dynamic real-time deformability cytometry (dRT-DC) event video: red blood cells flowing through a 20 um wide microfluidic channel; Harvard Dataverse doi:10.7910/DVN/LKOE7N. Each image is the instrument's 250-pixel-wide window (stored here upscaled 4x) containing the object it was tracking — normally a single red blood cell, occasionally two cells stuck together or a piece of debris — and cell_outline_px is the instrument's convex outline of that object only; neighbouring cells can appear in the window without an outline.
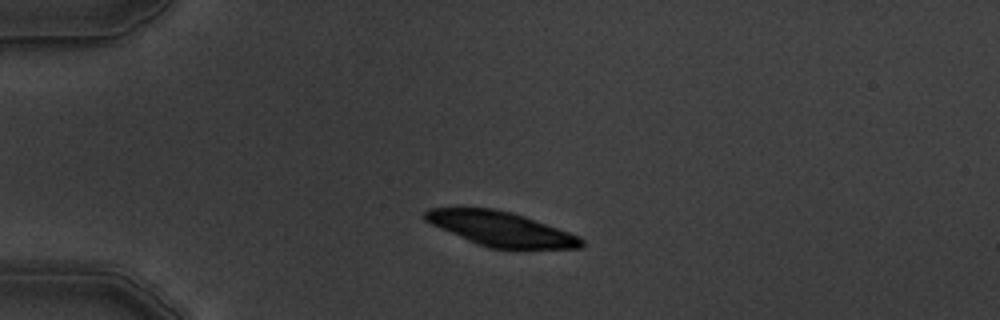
{"species": "common noctule bat (a hibernating species)", "species_latin": "Nyctalus noctula", "temperature_condition": "warm", "stored_images_in_passage": 4, "camera_frame_rate_fps": 3000, "um_per_image_px": 0.085, "animal": {"sex": "male", "body_mass_g": 19.5, "forearm_length_mm": 54.6}, "frame": {"image": 1, "passage_image": 2, "time_ms": 1.333, "image_size_px": [1000, 320], "cell_outline_px": [[584, 244], [580, 248], [488, 248], [476, 244], [440, 228], [424, 220], [424, 212], [428, 208], [496, 208], [512, 212], [524, 216], [580, 236], [584, 240]], "centroid_in_image_um": [42.56, 19.45], "position_along_channel_um": 42.4, "area_um2": 31.15}}